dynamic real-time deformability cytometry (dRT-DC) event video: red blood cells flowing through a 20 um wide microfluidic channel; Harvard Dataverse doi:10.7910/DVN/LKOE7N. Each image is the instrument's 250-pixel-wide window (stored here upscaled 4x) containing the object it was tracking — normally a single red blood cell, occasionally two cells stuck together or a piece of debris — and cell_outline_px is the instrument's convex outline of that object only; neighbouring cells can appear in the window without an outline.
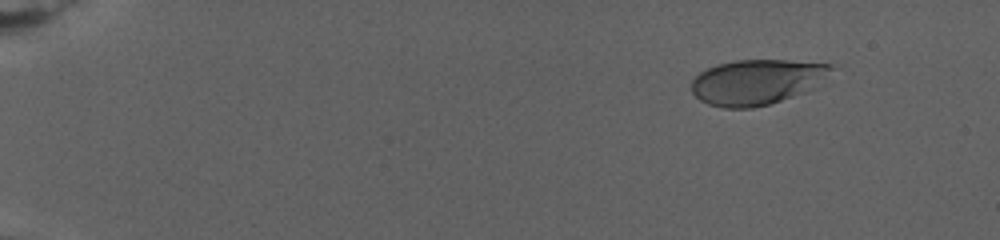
{"species": "human", "species_latin": "Homo sapiens", "temperature_condition": "warm", "stored_images_in_passage": 13, "camera_frame_rate_fps": 3000, "um_per_image_px": 0.085, "donor": {"sex": "female"}, "frame": {"image": 1, "passage_image": 4, "time_ms": 2.667, "image_size_px": [1000, 240], "cell_outline_px": [[832, 68], [816, 88], [768, 104], [752, 108], [724, 108], [708, 104], [700, 100], [692, 92], [692, 80], [700, 72], [716, 64], [736, 60], [788, 60], [832, 64]], "centroid_in_image_um": [64.31, 6.96], "position_along_channel_um": 20.7, "area_um2": 36.65}}
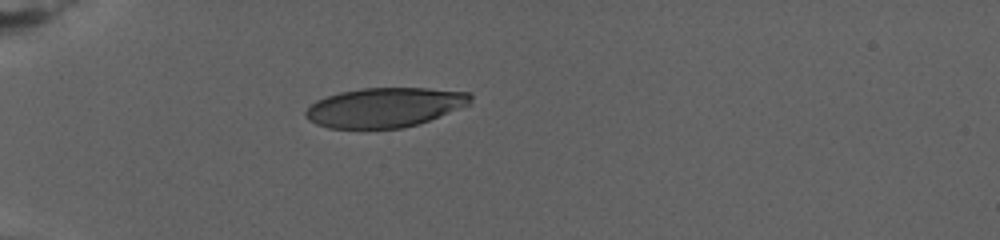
{"frame": {"image": 2, "passage_image": 10, "time_ms": 8.0, "image_size_px": [1000, 240], "cell_outline_px": [[472, 100], [468, 104], [428, 120], [404, 128], [328, 128], [316, 124], [308, 120], [304, 116], [304, 112], [316, 100], [340, 92], [360, 88], [428, 88], [468, 92], [472, 96]], "centroid_in_image_um": [32.65, 9.12], "position_along_channel_um": 52.4, "area_um2": 37.69}}
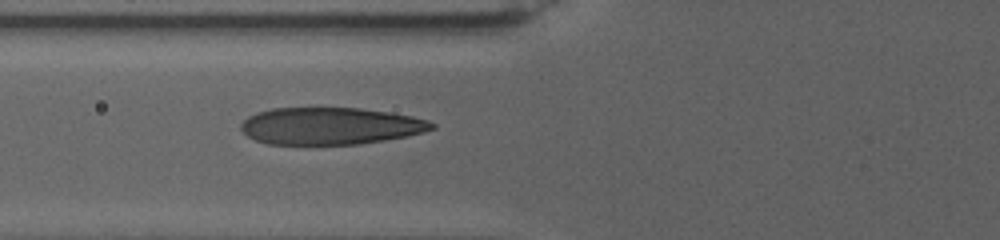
{"frame": {"image": 3, "passage_image": 13, "time_ms": 10.667, "image_size_px": [1000, 240], "cell_outline_px": [[436, 128], [424, 132], [384, 140], [356, 144], [268, 144], [256, 140], [248, 136], [240, 128], [240, 124], [248, 116], [256, 112], [272, 108], [360, 108], [388, 112], [412, 116], [428, 120], [436, 124]], "centroid_in_image_um": [28.07, 10.7], "position_along_channel_um": 97.7, "area_um2": 41.15}}